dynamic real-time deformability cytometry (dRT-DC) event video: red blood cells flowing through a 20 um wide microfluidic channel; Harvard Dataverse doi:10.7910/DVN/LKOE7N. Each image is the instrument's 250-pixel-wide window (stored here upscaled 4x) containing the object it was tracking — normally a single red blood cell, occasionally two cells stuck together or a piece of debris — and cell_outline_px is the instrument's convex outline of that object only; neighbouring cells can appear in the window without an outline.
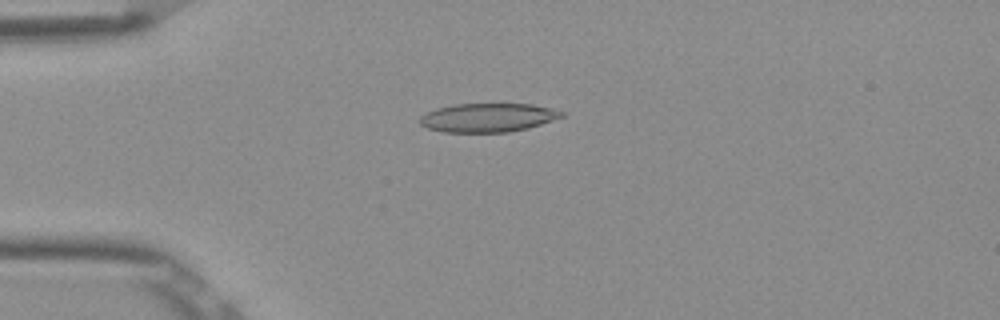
{"species": "Egyptian fruit bat (a non-hibernating species)", "species_latin": "Rousettus aegyptiacus", "temperature_condition": "room temperature", "stored_images_in_passage": 52, "camera_frame_rate_fps": 3000, "um_per_image_px": 0.085, "frame": {"image": 1, "passage_image": 13, "time_ms": 4.0, "image_size_px": [1000, 320], "cell_outline_px": [[564, 116], [528, 128], [508, 132], [444, 132], [428, 128], [420, 124], [420, 116], [424, 112], [436, 108], [452, 104], [532, 104], [564, 112]], "centroid_in_image_um": [41.41, 9.99], "position_along_channel_um": 43.6, "area_um2": 23.7}}
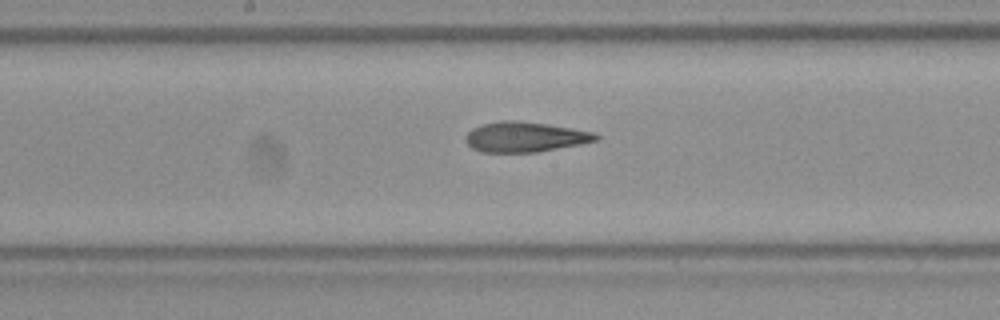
{"frame": {"image": 2, "passage_image": 27, "time_ms": 8.667, "image_size_px": [1000, 320], "cell_outline_px": [[600, 140], [580, 144], [536, 152], [480, 152], [472, 148], [464, 140], [464, 136], [472, 128], [484, 124], [500, 120], [516, 120], [548, 124], [596, 132], [600, 136]], "centroid_in_image_um": [44.63, 11.63], "position_along_channel_um": 203.6, "area_um2": 23.06}}
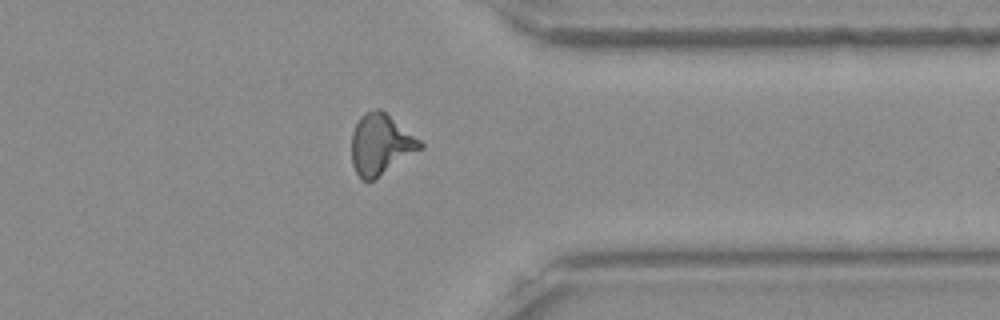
{"frame": {"image": 3, "passage_image": 41, "time_ms": 13.333, "image_size_px": [1000, 320], "cell_outline_px": [[424, 148], [372, 180], [360, 180], [352, 164], [352, 132], [360, 116], [364, 112], [376, 108], [380, 108], [420, 140], [424, 144]], "centroid_in_image_um": [32.35, 12.26], "position_along_channel_um": 379.0, "area_um2": 24.1}, "authors_computed_cell_mechanics": {"area_um2": 23.3223, "velocity_mm_per_s": 3.8968, "shape_relaxation_time_tau1_ms": null, "shape_relaxation_time_tau2_ms": 2.9331, "deformation_change_tau1": null, "deformation_change_tau2": 0.1255}}